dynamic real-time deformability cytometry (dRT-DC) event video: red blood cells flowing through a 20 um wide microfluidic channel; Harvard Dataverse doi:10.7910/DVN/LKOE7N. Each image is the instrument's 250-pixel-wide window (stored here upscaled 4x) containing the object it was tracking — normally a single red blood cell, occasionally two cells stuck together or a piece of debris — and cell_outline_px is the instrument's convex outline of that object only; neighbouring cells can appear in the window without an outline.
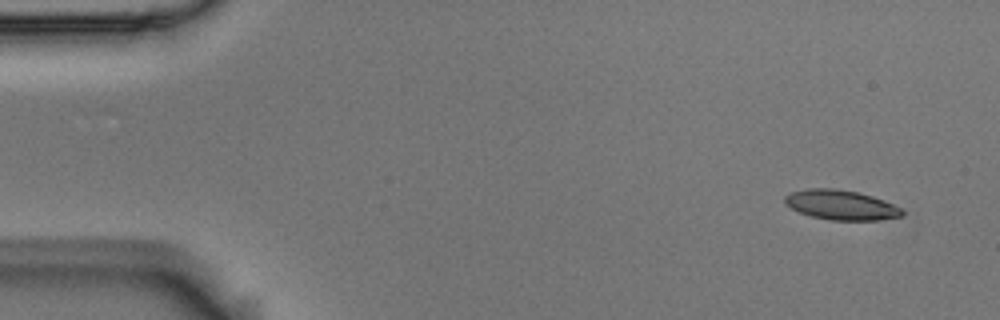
{"species": "Egyptian fruit bat (a non-hibernating species)", "species_latin": "Rousettus aegyptiacus", "temperature_condition": "room temperature", "stored_images_in_passage": 4, "camera_frame_rate_fps": 3000, "um_per_image_px": 0.085, "animal": {"sex": "male"}, "frame": {"image": 1, "passage_image": 1, "time_ms": 0.0, "image_size_px": [1000, 320], "cell_outline_px": [[904, 216], [880, 220], [832, 220], [812, 216], [800, 212], [784, 204], [784, 196], [792, 192], [808, 188], [832, 188], [856, 192], [872, 196], [884, 200], [900, 208], [904, 212]], "centroid_in_image_um": [71.49, 17.42], "position_along_channel_um": 13.5, "area_um2": 20.23}}